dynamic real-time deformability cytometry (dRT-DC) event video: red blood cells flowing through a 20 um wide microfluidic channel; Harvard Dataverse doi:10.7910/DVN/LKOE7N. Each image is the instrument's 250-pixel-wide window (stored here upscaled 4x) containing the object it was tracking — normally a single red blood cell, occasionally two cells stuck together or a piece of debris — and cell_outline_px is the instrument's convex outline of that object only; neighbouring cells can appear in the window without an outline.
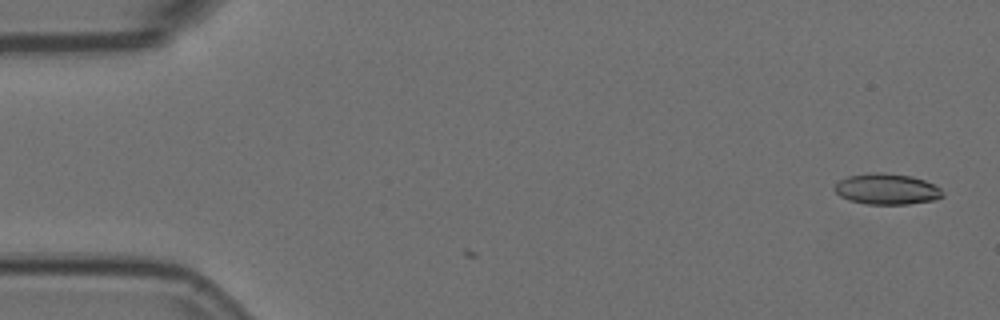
{"species": "Egyptian fruit bat (a non-hibernating species)", "species_latin": "Rousettus aegyptiacus", "temperature_condition": "room temperature", "stored_images_in_passage": 4, "camera_frame_rate_fps": 3000, "um_per_image_px": 0.085, "animal": {"sex": "female"}, "frame": {"image": 1, "passage_image": 1, "time_ms": 0.0, "image_size_px": [1000, 320], "cell_outline_px": [[944, 196], [936, 200], [908, 204], [868, 204], [848, 200], [840, 196], [832, 188], [840, 180], [848, 176], [872, 172], [880, 172], [912, 176], [924, 180], [940, 188], [944, 192]], "centroid_in_image_um": [75.38, 16.07], "position_along_channel_um": 9.6, "area_um2": 19.54}}